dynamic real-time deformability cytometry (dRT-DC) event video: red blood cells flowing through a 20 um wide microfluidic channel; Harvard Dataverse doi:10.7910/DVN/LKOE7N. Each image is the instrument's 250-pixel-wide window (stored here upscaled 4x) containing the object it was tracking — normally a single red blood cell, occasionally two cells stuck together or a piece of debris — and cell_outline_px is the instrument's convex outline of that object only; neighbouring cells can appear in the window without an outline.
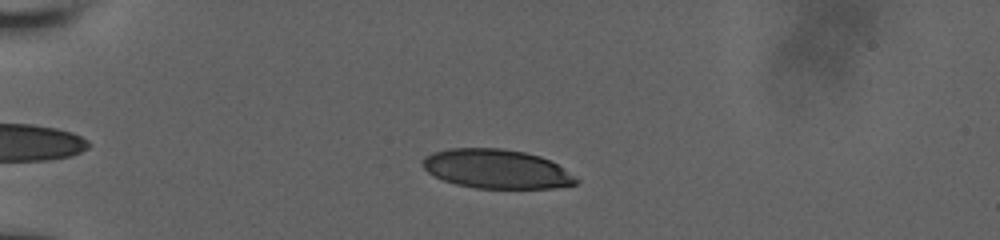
{"species": "human", "species_latin": "Homo sapiens", "temperature_condition": "room temperature", "stored_images_in_passage": 45, "camera_frame_rate_fps": 3000, "um_per_image_px": 0.085, "donor": {"sex": "male"}, "frame": {"image": 1, "passage_image": 10, "time_ms": 4.667, "image_size_px": [1000, 240], "cell_outline_px": [[580, 180], [576, 184], [552, 188], [476, 188], [456, 184], [444, 180], [428, 172], [420, 164], [424, 156], [448, 148], [500, 148], [524, 152], [540, 156], [556, 164]], "centroid_in_image_um": [42.18, 14.36], "position_along_channel_um": 42.8, "area_um2": 34.74}}
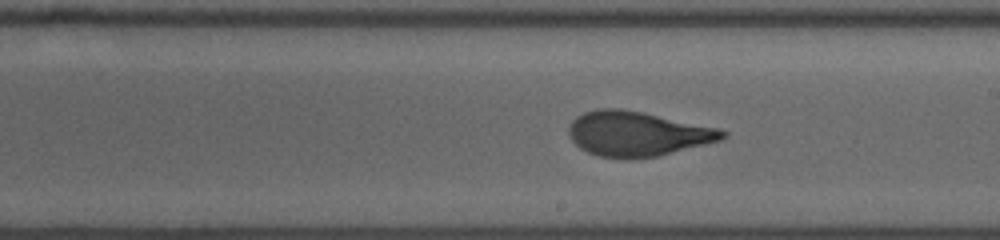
{"frame": {"image": 2, "passage_image": 22, "time_ms": 10.667, "image_size_px": [1000, 240], "cell_outline_px": [[728, 136], [720, 140], [656, 156], [628, 160], [600, 156], [588, 152], [580, 148], [572, 140], [568, 132], [568, 124], [576, 116], [584, 112], [596, 108], [620, 108], [644, 112], [720, 128], [728, 132]], "centroid_in_image_um": [54.15, 11.36], "position_along_channel_um": 234.8, "area_um2": 40.34}}
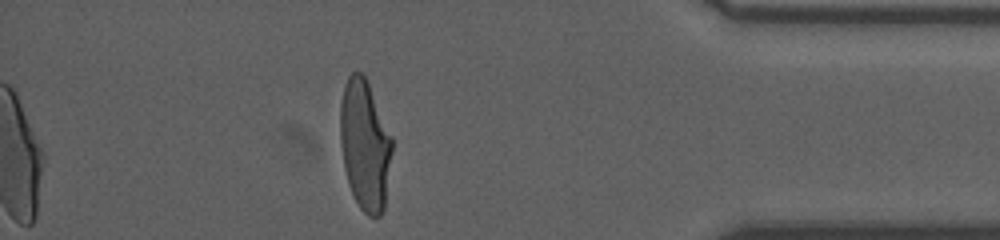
{"frame": {"image": 3, "passage_image": 38, "time_ms": 15.667, "image_size_px": [1000, 240], "cell_outline_px": [[392, 152], [384, 208], [380, 216], [368, 216], [360, 208], [348, 184], [344, 168], [340, 144], [340, 104], [344, 84], [348, 76], [352, 72], [360, 72], [364, 76], [368, 84], [392, 136]], "centroid_in_image_um": [31.0, 12.33], "position_along_channel_um": 404.2, "area_um2": 39.25}}